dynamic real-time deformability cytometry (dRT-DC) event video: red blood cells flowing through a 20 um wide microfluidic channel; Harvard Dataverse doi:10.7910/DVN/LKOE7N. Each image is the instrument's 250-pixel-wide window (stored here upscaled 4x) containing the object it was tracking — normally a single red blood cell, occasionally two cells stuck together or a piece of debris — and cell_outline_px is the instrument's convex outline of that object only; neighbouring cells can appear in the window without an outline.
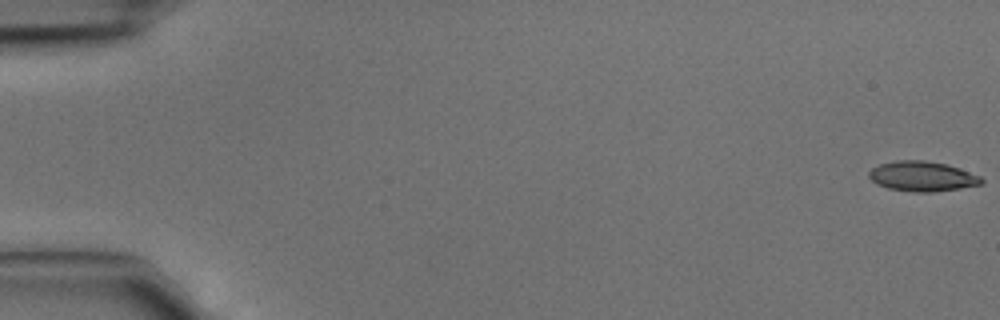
{"species": "common noctule bat (a hibernating species)", "species_latin": "Nyctalus noctula", "temperature_condition": "cold", "stored_images_in_passage": 4, "camera_frame_rate_fps": 3000, "um_per_image_px": 0.085, "animal": {"sex": "male", "body_mass_g": 15.6}, "frame": {"image": 1, "passage_image": 1, "time_ms": 0.0, "image_size_px": [1000, 320], "cell_outline_px": [[984, 180], [980, 184], [960, 188], [936, 192], [912, 192], [888, 188], [876, 184], [868, 176], [868, 172], [872, 168], [880, 164], [896, 160], [924, 160], [944, 164], [980, 176]], "centroid_in_image_um": [78.34, 14.99], "position_along_channel_um": 6.7, "area_um2": 19.48}}
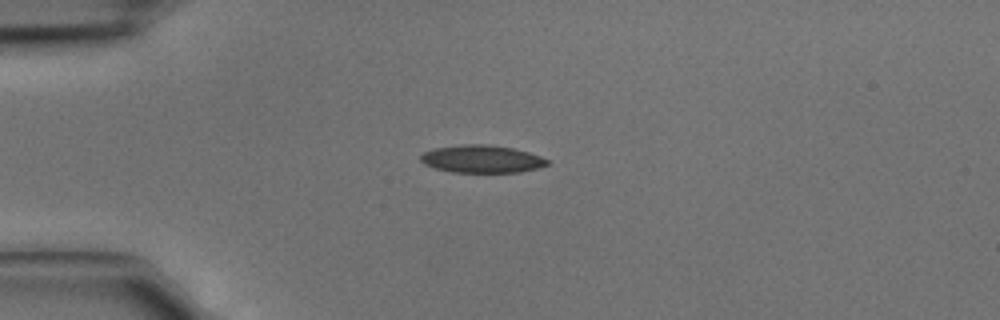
{"frame": {"image": 2, "passage_image": 4, "time_ms": 1.0, "image_size_px": [1000, 320], "cell_outline_px": [[548, 164], [540, 168], [520, 172], [452, 172], [436, 168], [424, 164], [420, 160], [420, 156], [424, 152], [432, 148], [464, 144], [488, 144], [512, 148], [528, 152], [540, 156], [548, 160]], "centroid_in_image_um": [40.94, 13.51], "position_along_channel_um": 44.1, "area_um2": 20.4}}